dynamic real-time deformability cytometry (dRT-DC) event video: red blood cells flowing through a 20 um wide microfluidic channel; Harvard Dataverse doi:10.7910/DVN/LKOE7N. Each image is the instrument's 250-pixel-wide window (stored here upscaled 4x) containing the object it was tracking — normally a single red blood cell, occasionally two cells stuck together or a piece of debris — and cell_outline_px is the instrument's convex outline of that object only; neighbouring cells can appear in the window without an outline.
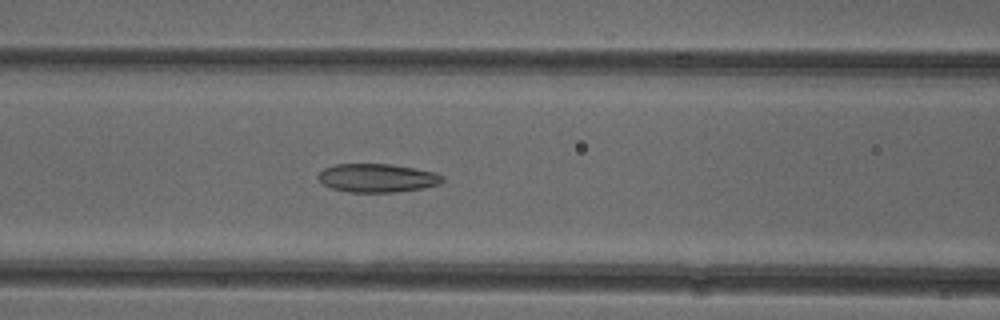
{"species": "common noctule bat (a hibernating species)", "species_latin": "Nyctalus noctula", "temperature_condition": "cold", "stored_images_in_passage": 52, "camera_frame_rate_fps": 3000, "um_per_image_px": 0.085, "animal": {"sex": "female"}, "frame": {"image": 1, "passage_image": 22, "time_ms": 7.0, "image_size_px": [1000, 320], "cell_outline_px": [[444, 180], [440, 184], [424, 188], [396, 192], [348, 192], [332, 188], [324, 184], [316, 176], [324, 168], [336, 164], [392, 164], [416, 168], [436, 172], [444, 176]], "centroid_in_image_um": [32.11, 15.12], "position_along_channel_um": 134.5, "area_um2": 20.81}}
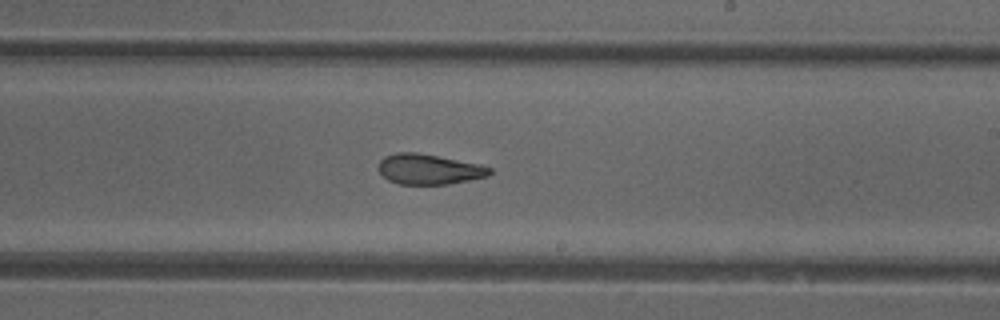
{"frame": {"image": 2, "passage_image": 31, "time_ms": 10.0, "image_size_px": [1000, 320], "cell_outline_px": [[492, 172], [488, 176], [448, 184], [400, 184], [388, 180], [376, 168], [380, 160], [384, 156], [396, 152], [416, 152], [480, 164], [492, 168]], "centroid_in_image_um": [36.44, 14.38], "position_along_channel_um": 252.6, "area_um2": 19.65}}
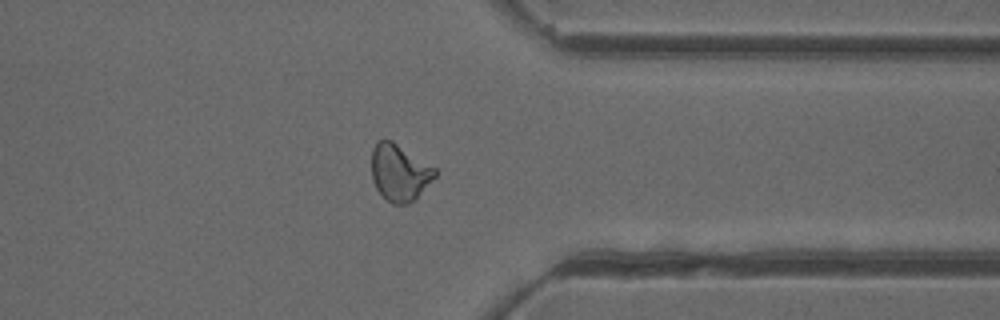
{"frame": {"image": 3, "passage_image": 41, "time_ms": 13.333, "image_size_px": [1000, 320], "cell_outline_px": [[440, 172], [416, 200], [408, 204], [392, 204], [376, 188], [372, 180], [372, 148], [376, 140], [384, 136], [392, 140], [436, 168]], "centroid_in_image_um": [33.98, 14.64], "position_along_channel_um": 377.4, "area_um2": 21.5}, "authors_computed_cell_mechanics": {"area_um2": 21.4438, "velocity_mm_per_s": 3.9273, "shape_relaxation_time_tau1_ms": 11.3322, "shape_relaxation_time_tau2_ms": 2.5243, "deformation_change_tau1": 0.2243, "deformation_change_tau2": 0.1007}}